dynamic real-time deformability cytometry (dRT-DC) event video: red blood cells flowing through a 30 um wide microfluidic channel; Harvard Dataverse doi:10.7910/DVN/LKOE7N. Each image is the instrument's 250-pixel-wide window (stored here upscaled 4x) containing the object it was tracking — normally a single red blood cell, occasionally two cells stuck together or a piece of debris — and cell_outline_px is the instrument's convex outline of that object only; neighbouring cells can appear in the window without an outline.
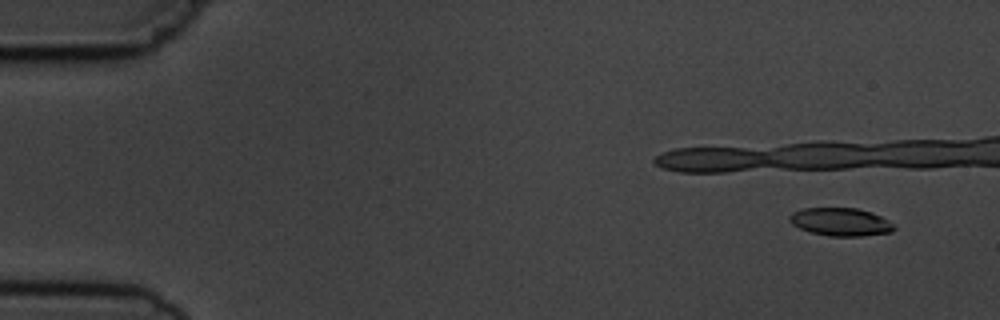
{"species": "common noctule bat (a hibernating species)", "species_latin": "Nyctalus noctula", "temperature_condition": "cold", "stored_images_in_passage": 4, "camera_frame_rate_fps": 3000, "um_per_image_px": 0.085, "animal": {"sex": "male", "body_mass_g": 19.5, "forearm_length_mm": 54.6}, "frame": {"image": 1, "passage_image": 1, "time_ms": 0.0, "image_size_px": [1000, 320], "cell_outline_px": [[896, 228], [892, 232], [860, 236], [828, 236], [812, 232], [800, 228], [792, 224], [788, 220], [788, 216], [792, 212], [804, 208], [856, 208], [872, 212], [888, 220]], "centroid_in_image_um": [71.44, 18.86], "position_along_channel_um": 13.6, "area_um2": 17.05}}